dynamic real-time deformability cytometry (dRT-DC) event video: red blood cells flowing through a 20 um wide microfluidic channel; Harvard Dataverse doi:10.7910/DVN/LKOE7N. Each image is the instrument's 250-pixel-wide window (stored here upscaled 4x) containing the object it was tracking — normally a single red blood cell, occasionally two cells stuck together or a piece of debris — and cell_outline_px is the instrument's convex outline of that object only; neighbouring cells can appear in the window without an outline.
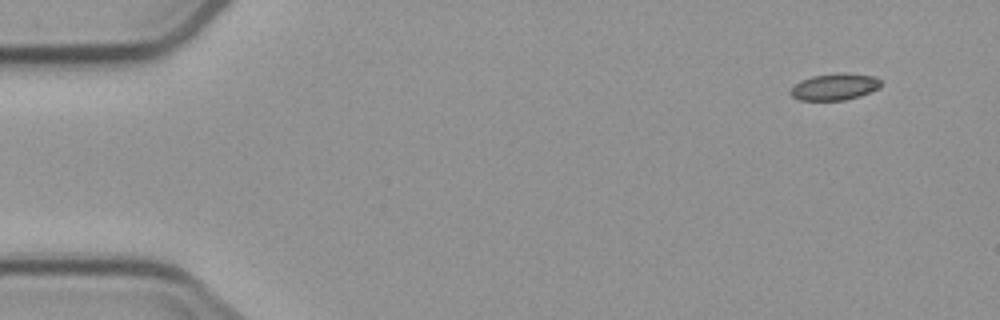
{"species": "common noctule bat (a hibernating species)", "species_latin": "Nyctalus noctula", "temperature_condition": "cold", "stored_images_in_passage": 8, "camera_frame_rate_fps": 3000, "um_per_image_px": 0.085, "animal": {"sex": "male", "body_mass_g": 23.1, "forearm_length_mm": 52.7}, "frame": {"image": 1, "passage_image": 1, "time_ms": 0.0, "image_size_px": [1000, 320], "cell_outline_px": [[880, 88], [860, 96], [844, 100], [800, 100], [792, 96], [788, 92], [800, 80], [812, 76], [840, 72], [844, 72], [872, 76], [880, 80]], "centroid_in_image_um": [70.93, 7.37], "position_along_channel_um": 14.1, "area_um2": 14.05}}
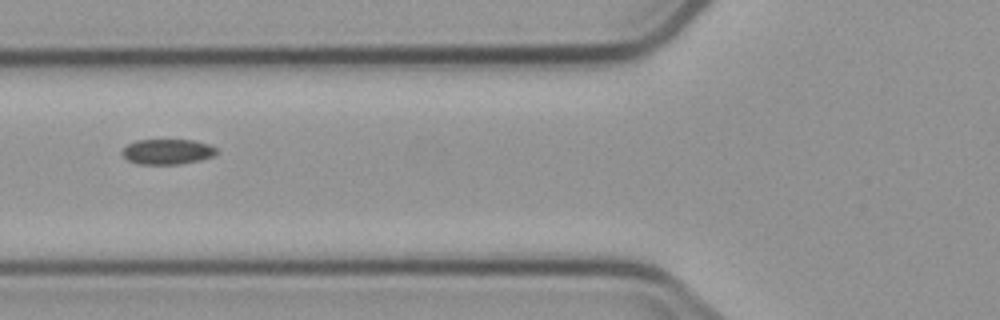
{"frame": {"image": 2, "passage_image": 6, "time_ms": 5.667, "image_size_px": [1000, 320], "cell_outline_px": [[216, 152], [212, 156], [200, 160], [180, 164], [140, 164], [128, 160], [120, 152], [128, 144], [136, 140], [192, 140], [208, 144], [216, 148]], "centroid_in_image_um": [14.2, 12.89], "position_along_channel_um": 111.6, "area_um2": 13.76}}
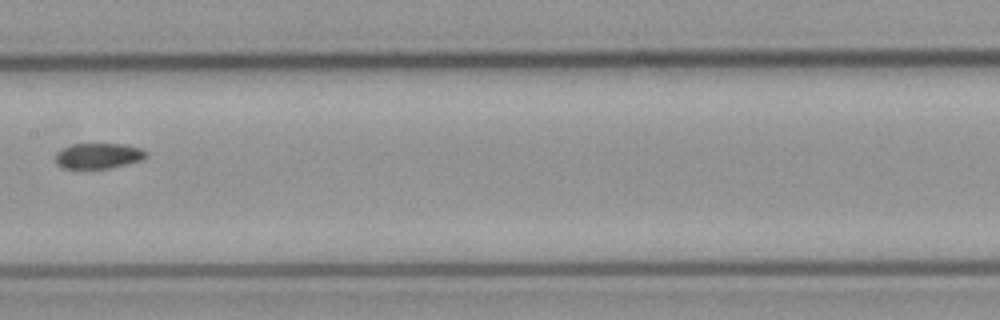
{"frame": {"image": 3, "passage_image": 8, "time_ms": 8.0, "image_size_px": [1000, 320], "cell_outline_px": [[148, 156], [144, 160], [108, 168], [60, 168], [56, 164], [56, 152], [72, 144], [124, 144], [140, 148], [148, 152]], "centroid_in_image_um": [8.39, 13.24], "position_along_channel_um": 199.0, "area_um2": 13.53}}